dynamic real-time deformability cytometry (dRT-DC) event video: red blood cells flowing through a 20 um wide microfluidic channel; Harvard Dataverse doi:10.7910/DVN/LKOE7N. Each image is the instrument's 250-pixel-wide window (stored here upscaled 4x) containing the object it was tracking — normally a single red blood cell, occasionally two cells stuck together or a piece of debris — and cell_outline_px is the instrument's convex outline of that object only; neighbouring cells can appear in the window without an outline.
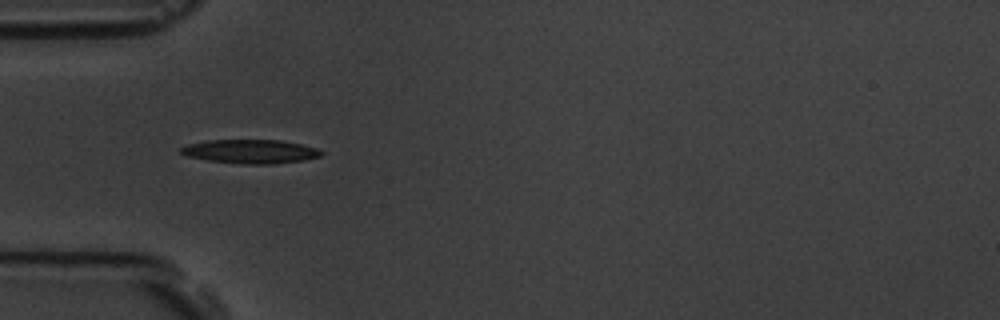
{"species": "common noctule bat (a hibernating species)", "species_latin": "Nyctalus noctula", "temperature_condition": "room temperature", "stored_images_in_passage": 5, "camera_frame_rate_fps": 3000, "um_per_image_px": 0.085, "animal": {"sex": "male", "body_mass_g": 19.5, "forearm_length_mm": 54.6}, "frame": {"image": 1, "passage_image": 4, "time_ms": 4.333, "image_size_px": [1000, 320], "cell_outline_px": [[324, 152], [320, 156], [304, 160], [272, 164], [244, 164], [208, 160], [188, 156], [180, 152], [180, 148], [188, 144], [208, 140], [280, 140], [300, 144], [316, 148]], "centroid_in_image_um": [21.3, 12.87], "position_along_channel_um": 63.7, "area_um2": 19.36}}
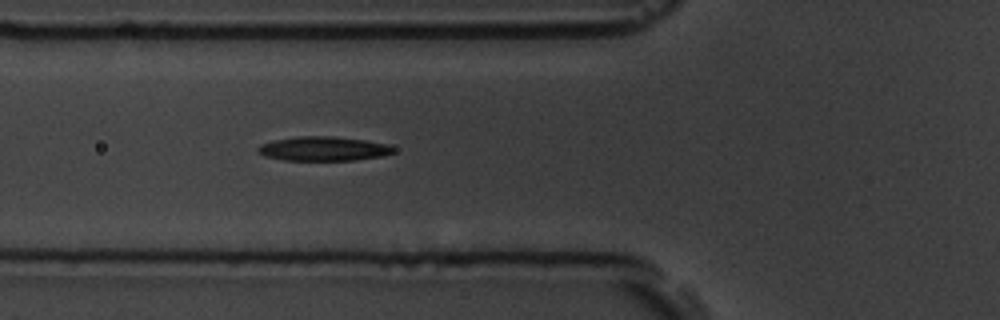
{"frame": {"image": 2, "passage_image": 5, "time_ms": 5.333, "image_size_px": [1000, 320], "cell_outline_px": [[396, 152], [384, 156], [352, 160], [284, 160], [264, 156], [256, 152], [256, 148], [260, 144], [272, 140], [300, 136], [332, 136], [364, 140], [388, 144], [396, 148]], "centroid_in_image_um": [27.48, 12.64], "position_along_channel_um": 98.3, "area_um2": 19.36}}